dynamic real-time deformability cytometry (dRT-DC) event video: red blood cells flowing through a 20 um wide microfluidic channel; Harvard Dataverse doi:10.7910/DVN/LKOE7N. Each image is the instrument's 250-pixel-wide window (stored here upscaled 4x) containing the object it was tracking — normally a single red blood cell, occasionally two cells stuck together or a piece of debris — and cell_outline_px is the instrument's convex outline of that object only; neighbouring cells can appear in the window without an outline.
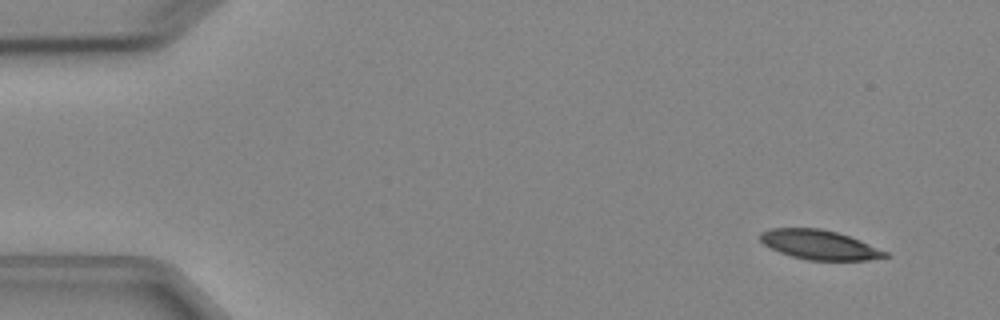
{"species": "Egyptian fruit bat (a non-hibernating species)", "species_latin": "Rousettus aegyptiacus", "temperature_condition": "cold", "stored_images_in_passage": 4, "camera_frame_rate_fps": 3000, "um_per_image_px": 0.085, "animal": {"sex": "female"}, "frame": {"image": 1, "passage_image": 1, "time_ms": 0.0, "image_size_px": [1000, 320], "cell_outline_px": [[892, 256], [868, 260], [808, 260], [792, 256], [780, 252], [764, 244], [760, 240], [760, 232], [768, 228], [820, 228], [836, 232], [860, 240], [888, 252]], "centroid_in_image_um": [69.66, 20.8], "position_along_channel_um": 15.3, "area_um2": 21.39}}
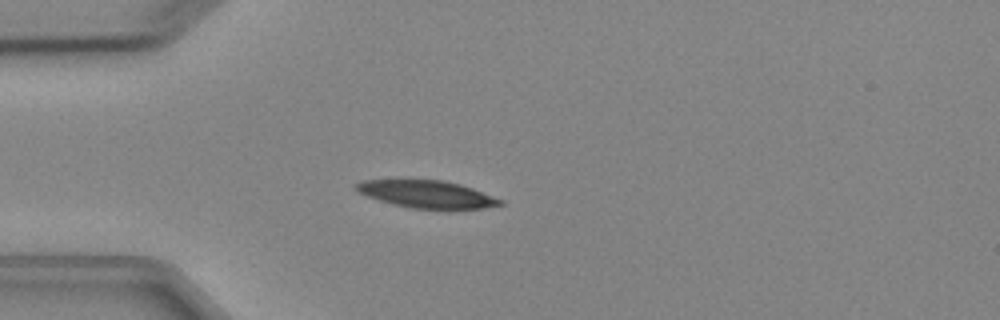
{"frame": {"image": 2, "passage_image": 4, "time_ms": 3.333, "image_size_px": [1000, 320], "cell_outline_px": [[504, 204], [484, 208], [412, 208], [392, 204], [356, 192], [352, 188], [352, 184], [360, 180], [444, 180], [460, 184], [472, 188], [504, 200]], "centroid_in_image_um": [36.22, 16.49], "position_along_channel_um": 48.8, "area_um2": 22.95}}